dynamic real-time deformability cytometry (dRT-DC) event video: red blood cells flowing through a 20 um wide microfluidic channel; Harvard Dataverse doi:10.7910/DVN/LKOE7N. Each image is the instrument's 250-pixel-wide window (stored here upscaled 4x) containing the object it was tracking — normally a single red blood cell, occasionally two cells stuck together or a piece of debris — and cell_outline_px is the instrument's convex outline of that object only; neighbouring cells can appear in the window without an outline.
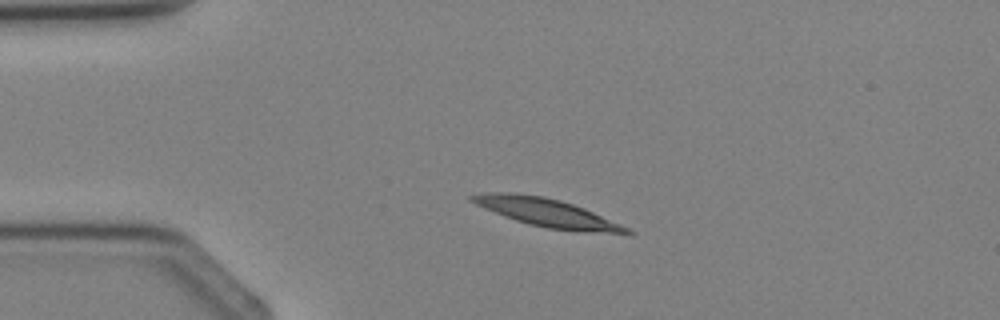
{"species": "Egyptian fruit bat (a non-hibernating species)", "species_latin": "Rousettus aegyptiacus", "temperature_condition": "cold", "stored_images_in_passage": 2, "camera_frame_rate_fps": 3000, "um_per_image_px": 0.085, "animal": {"sex": "female"}, "frame": {"image": 1, "passage_image": 1, "time_ms": 0.0, "image_size_px": [1000, 320], "cell_outline_px": [[636, 232], [632, 236], [548, 228], [516, 220], [504, 216], [484, 208], [468, 200], [468, 196], [484, 192], [512, 192], [544, 196], [560, 200], [584, 208], [620, 224]], "centroid_in_image_um": [46.55, 18.08], "position_along_channel_um": 38.5, "area_um2": 25.55}}
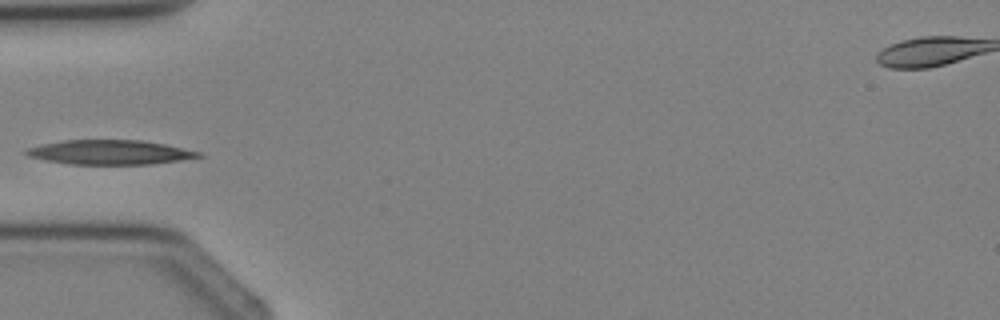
{"frame": {"image": 2, "passage_image": 2, "time_ms": 1.333, "image_size_px": [1000, 320], "cell_outline_px": [[204, 156], [180, 160], [152, 164], [68, 164], [44, 160], [28, 156], [24, 152], [28, 148], [40, 144], [64, 140], [140, 140], [164, 144], [200, 152]], "centroid_in_image_um": [9.3, 12.94], "position_along_channel_um": 75.7, "area_um2": 24.45}}